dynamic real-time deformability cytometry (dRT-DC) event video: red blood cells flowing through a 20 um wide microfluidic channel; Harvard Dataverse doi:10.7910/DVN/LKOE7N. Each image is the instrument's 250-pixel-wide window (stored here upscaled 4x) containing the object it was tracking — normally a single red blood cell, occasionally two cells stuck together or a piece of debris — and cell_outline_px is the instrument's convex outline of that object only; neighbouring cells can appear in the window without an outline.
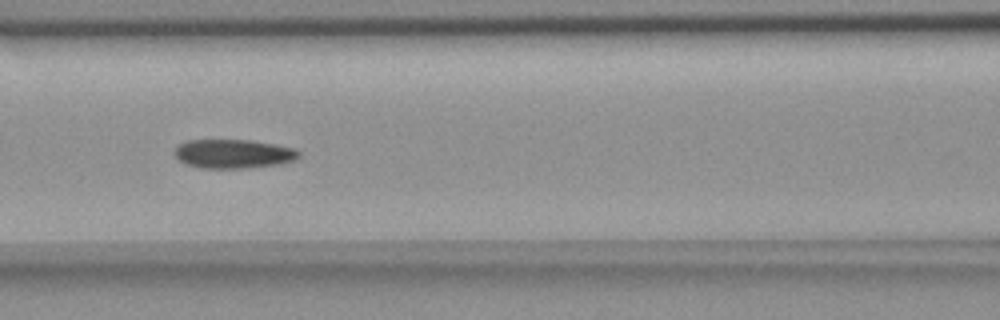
{"species": "common noctule bat (a hibernating species)", "species_latin": "Nyctalus noctula", "temperature_condition": "room temperature", "stored_images_in_passage": 6, "camera_frame_rate_fps": 3000, "um_per_image_px": 0.085, "animal": {"sex": "female", "body_mass_g": 18.4}, "frame": {"image": 1, "passage_image": 5, "time_ms": 4.667, "image_size_px": [1000, 320], "cell_outline_px": [[300, 156], [292, 160], [276, 164], [248, 168], [200, 168], [184, 164], [176, 156], [176, 148], [180, 144], [188, 140], [248, 140], [272, 144], [292, 148], [300, 152]], "centroid_in_image_um": [19.8, 13.08], "position_along_channel_um": 146.8, "area_um2": 20.63}}
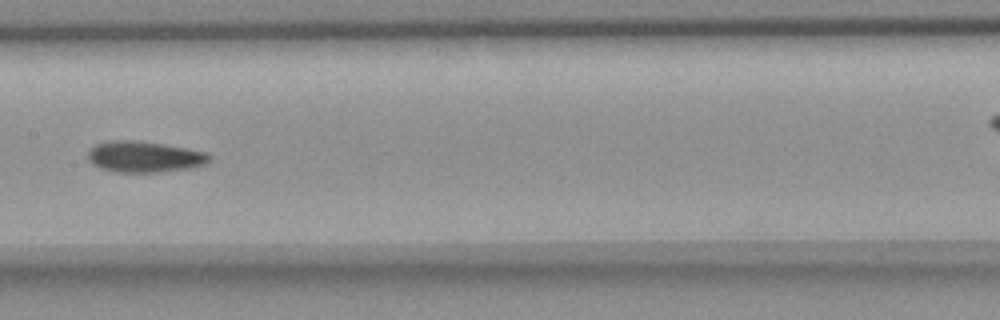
{"frame": {"image": 2, "passage_image": 6, "time_ms": 6.0, "image_size_px": [1000, 320], "cell_outline_px": [[212, 160], [208, 164], [188, 168], [156, 172], [112, 172], [100, 168], [92, 164], [88, 160], [88, 148], [96, 144], [108, 140], [136, 140], [164, 144], [188, 148], [208, 152], [212, 156]], "centroid_in_image_um": [12.28, 13.31], "position_along_channel_um": 195.1, "area_um2": 22.43}}